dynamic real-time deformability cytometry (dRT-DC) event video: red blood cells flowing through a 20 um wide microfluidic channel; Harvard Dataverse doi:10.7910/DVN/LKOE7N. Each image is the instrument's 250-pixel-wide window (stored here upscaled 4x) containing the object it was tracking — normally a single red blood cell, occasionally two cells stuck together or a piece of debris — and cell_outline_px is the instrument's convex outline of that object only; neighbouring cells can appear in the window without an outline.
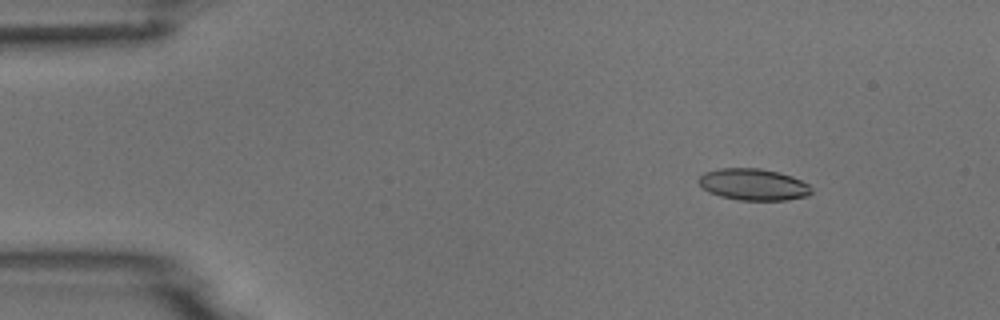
{"species": "common noctule bat (a hibernating species)", "species_latin": "Nyctalus noctula", "temperature_condition": "room temperature", "stored_images_in_passage": 4, "camera_frame_rate_fps": 3000, "um_per_image_px": 0.085, "animal": {"sex": "male", "body_mass_g": 18.8}, "frame": {"image": 1, "passage_image": 2, "time_ms": 1.333, "image_size_px": [1000, 320], "cell_outline_px": [[812, 192], [808, 196], [788, 200], [740, 200], [720, 196], [708, 192], [696, 180], [704, 172], [716, 168], [760, 168], [780, 172], [792, 176], [808, 184], [812, 188]], "centroid_in_image_um": [64.03, 15.67], "position_along_channel_um": 21.0, "area_um2": 20.98}}
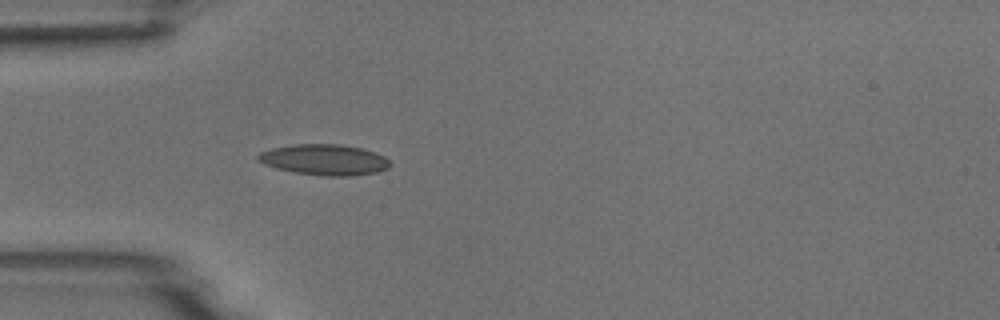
{"frame": {"image": 2, "passage_image": 4, "time_ms": 4.333, "image_size_px": [1000, 320], "cell_outline_px": [[392, 164], [388, 168], [376, 172], [352, 176], [320, 176], [296, 172], [276, 168], [264, 164], [256, 160], [256, 156], [260, 152], [272, 148], [296, 144], [340, 144], [360, 148], [376, 152], [384, 156]], "centroid_in_image_um": [27.57, 13.58], "position_along_channel_um": 57.4, "area_um2": 23.76}}